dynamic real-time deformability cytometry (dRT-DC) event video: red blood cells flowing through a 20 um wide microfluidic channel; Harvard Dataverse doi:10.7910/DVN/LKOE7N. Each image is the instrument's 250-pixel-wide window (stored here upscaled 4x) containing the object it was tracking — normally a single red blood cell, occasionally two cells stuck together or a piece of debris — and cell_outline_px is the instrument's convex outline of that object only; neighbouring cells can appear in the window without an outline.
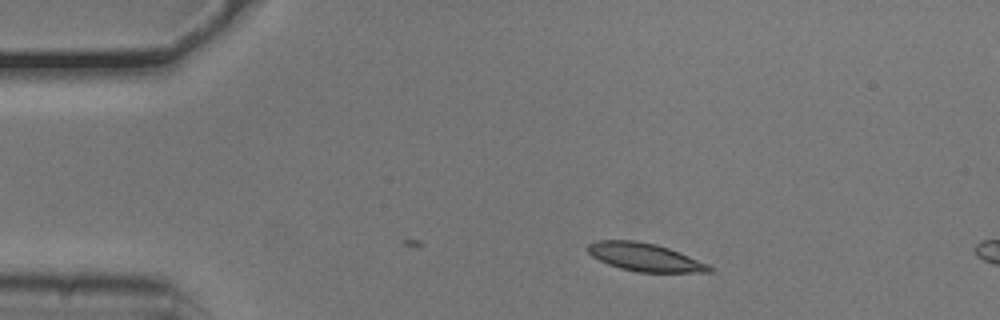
{"species": "common noctule bat (a hibernating species)", "species_latin": "Nyctalus noctula", "temperature_condition": "cold", "stored_images_in_passage": 6, "camera_frame_rate_fps": 3000, "um_per_image_px": 0.085, "animal": {"sex": "male", "body_mass_g": 20.5, "forearm_length_mm": 52.5}, "frame": {"image": 1, "passage_image": 1, "time_ms": 0.0, "image_size_px": [1000, 320], "cell_outline_px": [[712, 272], [636, 272], [620, 268], [608, 264], [592, 256], [588, 252], [588, 244], [596, 240], [636, 240], [656, 244], [668, 248], [708, 264], [712, 268]], "centroid_in_image_um": [54.78, 21.85], "position_along_channel_um": 30.2, "area_um2": 19.71}}